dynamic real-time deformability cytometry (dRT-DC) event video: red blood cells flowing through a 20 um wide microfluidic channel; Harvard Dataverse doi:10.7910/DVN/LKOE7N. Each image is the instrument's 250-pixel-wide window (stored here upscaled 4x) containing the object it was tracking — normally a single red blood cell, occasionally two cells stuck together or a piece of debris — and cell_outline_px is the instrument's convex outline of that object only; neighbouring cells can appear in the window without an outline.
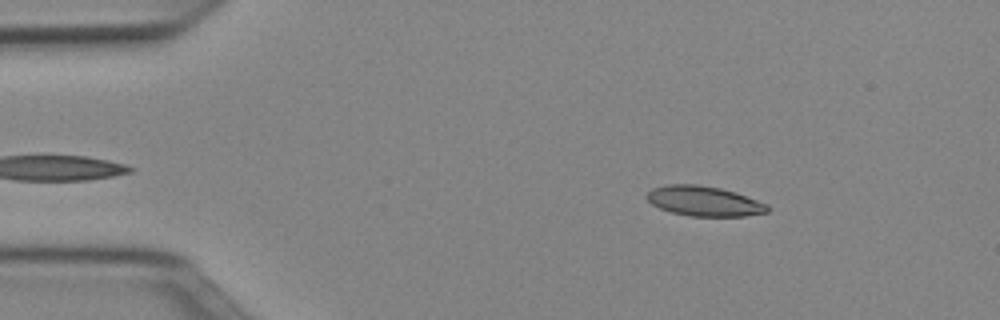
{"species": "Egyptian fruit bat (a non-hibernating species)", "species_latin": "Rousettus aegyptiacus", "temperature_condition": "cold", "stored_images_in_passage": 49, "camera_frame_rate_fps": 3000, "um_per_image_px": 0.085, "animal": {"sex": "female"}, "frame": {"image": 1, "passage_image": 6, "time_ms": 1.667, "image_size_px": [1000, 320], "cell_outline_px": [[768, 212], [744, 216], [688, 216], [672, 212], [660, 208], [652, 204], [644, 196], [652, 188], [664, 184], [696, 184], [720, 188], [736, 192], [768, 204]], "centroid_in_image_um": [59.82, 17.08], "position_along_channel_um": 25.2, "area_um2": 21.15}}
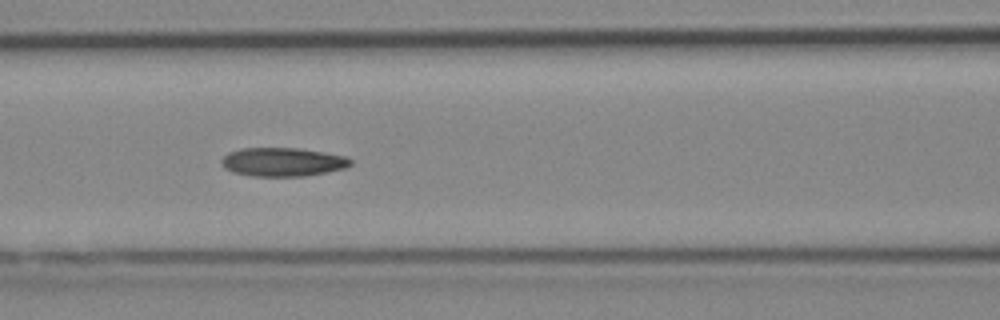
{"frame": {"image": 2, "passage_image": 20, "time_ms": 6.333, "image_size_px": [1000, 320], "cell_outline_px": [[352, 164], [348, 168], [328, 172], [304, 176], [252, 176], [232, 172], [224, 168], [220, 164], [220, 160], [228, 152], [240, 148], [300, 148], [324, 152], [344, 156], [352, 160]], "centroid_in_image_um": [24.02, 13.77], "position_along_channel_um": 142.6, "area_um2": 21.85}}
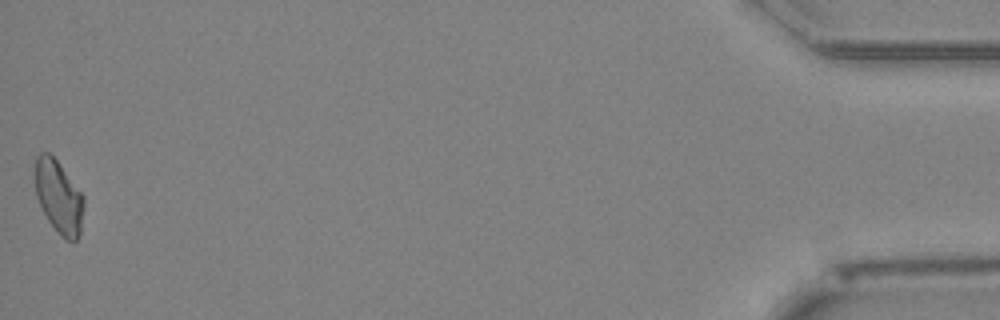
{"frame": {"image": 3, "passage_image": 49, "time_ms": 16.0, "image_size_px": [1000, 320], "cell_outline_px": [[84, 204], [80, 232], [76, 240], [64, 240], [60, 236], [48, 220], [36, 196], [36, 156], [40, 152], [48, 152], [56, 160], [84, 196]], "centroid_in_image_um": [5.0, 16.75], "position_along_channel_um": 430.2, "area_um2": 20.35}, "authors_computed_cell_mechanics": {"area_um2": 21.097, "velocity_mm_per_s": 3.9795, "shape_relaxation_time_tau1_ms": null, "shape_relaxation_time_tau2_ms": 5.978, "deformation_change_tau1": null, "deformation_change_tau2": 0.1281}}